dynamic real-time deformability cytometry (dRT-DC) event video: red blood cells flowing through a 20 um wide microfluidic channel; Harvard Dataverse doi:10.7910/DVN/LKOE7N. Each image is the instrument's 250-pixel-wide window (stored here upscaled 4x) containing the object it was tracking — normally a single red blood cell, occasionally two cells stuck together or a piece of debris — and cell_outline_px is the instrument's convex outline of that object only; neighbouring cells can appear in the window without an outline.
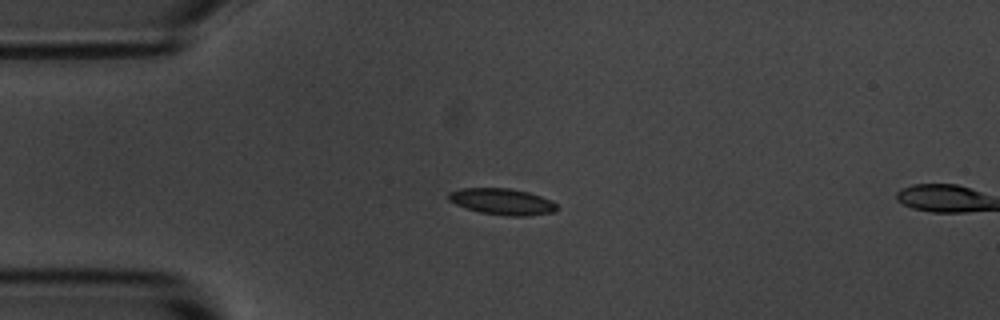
{"species": "common noctule bat (a hibernating species)", "species_latin": "Nyctalus noctula", "temperature_condition": "room temperature", "stored_images_in_passage": 5, "camera_frame_rate_fps": 3000, "um_per_image_px": 0.085, "animal": {"sex": "male", "body_mass_g": 20.1, "forearm_length_mm": 53.5}, "frame": {"image": 1, "passage_image": 4, "time_ms": 3.333, "image_size_px": [1000, 320], "cell_outline_px": [[560, 208], [556, 212], [528, 216], [504, 216], [480, 212], [456, 204], [448, 200], [448, 192], [464, 188], [508, 188], [528, 192], [552, 200]], "centroid_in_image_um": [42.74, 17.14], "position_along_channel_um": 42.3, "area_um2": 16.7}}